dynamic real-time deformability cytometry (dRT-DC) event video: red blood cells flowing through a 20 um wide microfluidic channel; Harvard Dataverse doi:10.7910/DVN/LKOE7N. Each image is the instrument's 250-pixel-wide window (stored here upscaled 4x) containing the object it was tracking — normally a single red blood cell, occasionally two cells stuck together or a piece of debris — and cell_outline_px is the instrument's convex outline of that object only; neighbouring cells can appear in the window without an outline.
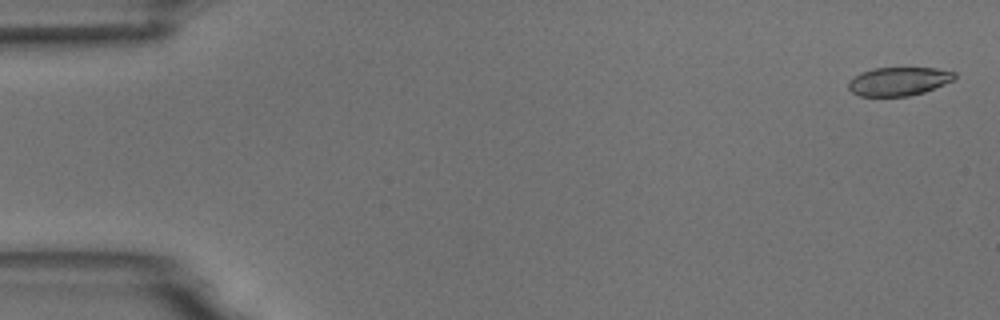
{"species": "common noctule bat (a hibernating species)", "species_latin": "Nyctalus noctula", "temperature_condition": "room temperature", "stored_images_in_passage": 4, "camera_frame_rate_fps": 3000, "um_per_image_px": 0.085, "animal": {"sex": "male", "body_mass_g": 18.8}, "frame": {"image": 1, "passage_image": 1, "time_ms": 0.0, "image_size_px": [1000, 320], "cell_outline_px": [[956, 76], [952, 80], [944, 84], [924, 92], [908, 96], [860, 96], [852, 92], [848, 88], [848, 80], [860, 72], [872, 68], [936, 68], [956, 72]], "centroid_in_image_um": [76.35, 6.91], "position_along_channel_um": 8.6, "area_um2": 17.69}}